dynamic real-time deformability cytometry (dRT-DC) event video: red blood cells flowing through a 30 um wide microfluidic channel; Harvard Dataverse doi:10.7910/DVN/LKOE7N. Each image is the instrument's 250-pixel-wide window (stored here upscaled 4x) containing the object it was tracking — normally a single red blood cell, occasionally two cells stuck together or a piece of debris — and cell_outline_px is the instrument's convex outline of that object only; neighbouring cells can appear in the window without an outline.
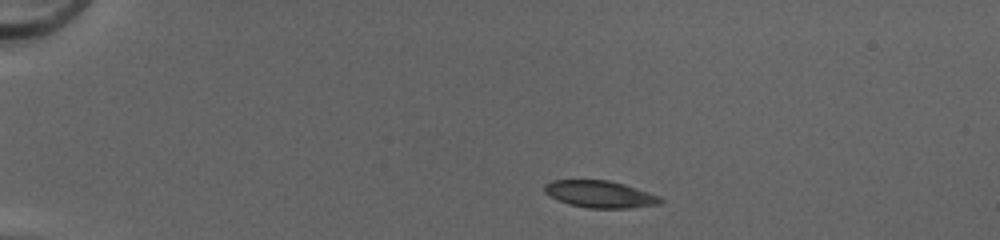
{"species": "common noctule bat (a hibernating species)", "species_latin": "Nyctalus noctula", "temperature_condition": "cold", "stored_images_in_passage": 45, "camera_frame_rate_fps": 3000, "um_per_image_px": 0.085, "animal": {"sex": "female", "body_mass_g": 20.0, "forearm_length_mm": 54.0}, "frame": {"image": 1, "passage_image": 6, "time_ms": 1.667, "image_size_px": [1000, 240], "cell_outline_px": [[664, 200], [660, 204], [628, 208], [588, 208], [568, 204], [544, 192], [544, 184], [552, 180], [608, 180], [624, 184], [660, 196]], "centroid_in_image_um": [51.01, 16.5], "position_along_channel_um": 34.0, "area_um2": 18.15}}
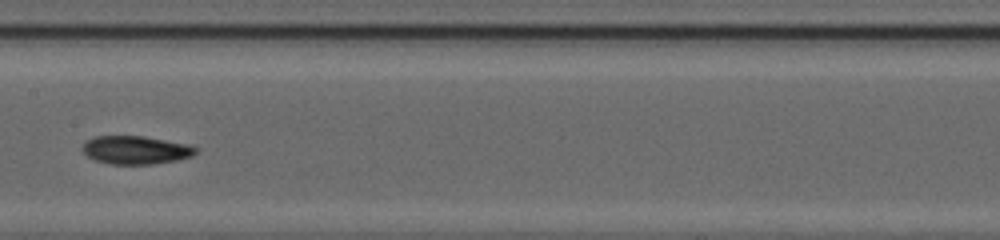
{"frame": {"image": 2, "passage_image": 23, "time_ms": 7.333, "image_size_px": [1000, 240], "cell_outline_px": [[200, 148], [192, 156], [176, 160], [152, 164], [108, 164], [96, 160], [88, 156], [84, 152], [84, 144], [88, 140], [96, 136], [144, 136], [188, 144]], "centroid_in_image_um": [11.59, 12.75], "position_along_channel_um": 195.8, "area_um2": 18.5}}
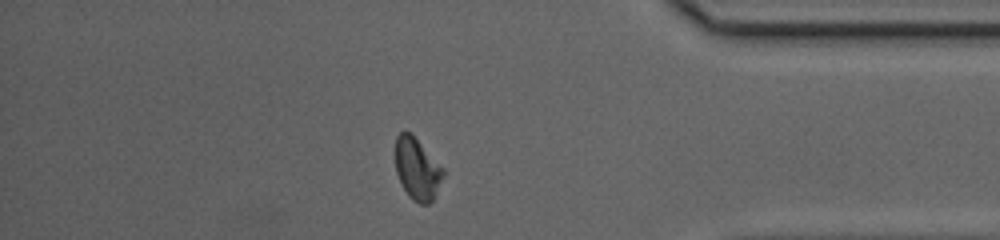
{"frame": {"image": 3, "passage_image": 39, "time_ms": 12.667, "image_size_px": [1000, 240], "cell_outline_px": [[444, 176], [432, 200], [428, 204], [420, 204], [412, 200], [408, 196], [396, 172], [396, 136], [404, 128], [412, 132], [444, 168]], "centroid_in_image_um": [35.46, 14.3], "position_along_channel_um": 399.7, "area_um2": 17.46}, "authors_computed_cell_mechanics": {"area_um2": 18.1492, "velocity_mm_per_s": 4.202, "shape_relaxation_time_tau1_ms": 4.2277, "shape_relaxation_time_tau2_ms": 4.8382, "deformation_change_tau1": 0.1435, "deformation_change_tau2": 0.1217}}